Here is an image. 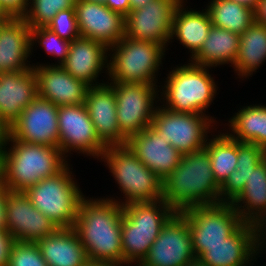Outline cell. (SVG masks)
<instances>
[{"mask_svg":"<svg viewBox=\"0 0 266 266\" xmlns=\"http://www.w3.org/2000/svg\"><path fill=\"white\" fill-rule=\"evenodd\" d=\"M231 1H234V2H236L238 4L246 6V7L250 8V9H253V10L256 8V6H257V4L259 2V0H231Z\"/></svg>","mask_w":266,"mask_h":266,"instance_id":"obj_45","label":"cell"},{"mask_svg":"<svg viewBox=\"0 0 266 266\" xmlns=\"http://www.w3.org/2000/svg\"><path fill=\"white\" fill-rule=\"evenodd\" d=\"M178 65L167 74L164 86L159 89L161 106L177 113L209 115L206 109L215 100L219 88L209 67L191 62Z\"/></svg>","mask_w":266,"mask_h":266,"instance_id":"obj_5","label":"cell"},{"mask_svg":"<svg viewBox=\"0 0 266 266\" xmlns=\"http://www.w3.org/2000/svg\"><path fill=\"white\" fill-rule=\"evenodd\" d=\"M206 10L212 26L242 34L254 23V10L231 0H211Z\"/></svg>","mask_w":266,"mask_h":266,"instance_id":"obj_33","label":"cell"},{"mask_svg":"<svg viewBox=\"0 0 266 266\" xmlns=\"http://www.w3.org/2000/svg\"><path fill=\"white\" fill-rule=\"evenodd\" d=\"M195 259L187 219L181 212H176L139 266H187Z\"/></svg>","mask_w":266,"mask_h":266,"instance_id":"obj_13","label":"cell"},{"mask_svg":"<svg viewBox=\"0 0 266 266\" xmlns=\"http://www.w3.org/2000/svg\"><path fill=\"white\" fill-rule=\"evenodd\" d=\"M232 205L247 223L266 210V168L262 163L250 173L242 193Z\"/></svg>","mask_w":266,"mask_h":266,"instance_id":"obj_31","label":"cell"},{"mask_svg":"<svg viewBox=\"0 0 266 266\" xmlns=\"http://www.w3.org/2000/svg\"><path fill=\"white\" fill-rule=\"evenodd\" d=\"M9 135V126L0 118V155L4 152Z\"/></svg>","mask_w":266,"mask_h":266,"instance_id":"obj_44","label":"cell"},{"mask_svg":"<svg viewBox=\"0 0 266 266\" xmlns=\"http://www.w3.org/2000/svg\"><path fill=\"white\" fill-rule=\"evenodd\" d=\"M181 213L186 217L196 259L209 246H217L243 223L232 204L193 206Z\"/></svg>","mask_w":266,"mask_h":266,"instance_id":"obj_10","label":"cell"},{"mask_svg":"<svg viewBox=\"0 0 266 266\" xmlns=\"http://www.w3.org/2000/svg\"><path fill=\"white\" fill-rule=\"evenodd\" d=\"M123 205L105 197H84L74 230L90 262L125 266L121 240Z\"/></svg>","mask_w":266,"mask_h":266,"instance_id":"obj_1","label":"cell"},{"mask_svg":"<svg viewBox=\"0 0 266 266\" xmlns=\"http://www.w3.org/2000/svg\"><path fill=\"white\" fill-rule=\"evenodd\" d=\"M101 160L107 163L105 166L123 193L122 199L113 196H107V199L120 205L163 199V180L156 172L148 169L127 144L107 146Z\"/></svg>","mask_w":266,"mask_h":266,"instance_id":"obj_6","label":"cell"},{"mask_svg":"<svg viewBox=\"0 0 266 266\" xmlns=\"http://www.w3.org/2000/svg\"><path fill=\"white\" fill-rule=\"evenodd\" d=\"M9 128L15 140L58 147V106L38 96Z\"/></svg>","mask_w":266,"mask_h":266,"instance_id":"obj_15","label":"cell"},{"mask_svg":"<svg viewBox=\"0 0 266 266\" xmlns=\"http://www.w3.org/2000/svg\"><path fill=\"white\" fill-rule=\"evenodd\" d=\"M109 48L95 40L80 36L70 44L66 60L60 65L71 76L91 86L107 82L98 79L102 71L109 73ZM104 69V70H103Z\"/></svg>","mask_w":266,"mask_h":266,"instance_id":"obj_18","label":"cell"},{"mask_svg":"<svg viewBox=\"0 0 266 266\" xmlns=\"http://www.w3.org/2000/svg\"><path fill=\"white\" fill-rule=\"evenodd\" d=\"M211 136L205 148L210 156L214 179L221 187L230 174L236 170L238 141L229 137L226 132L218 131L217 135L213 133Z\"/></svg>","mask_w":266,"mask_h":266,"instance_id":"obj_32","label":"cell"},{"mask_svg":"<svg viewBox=\"0 0 266 266\" xmlns=\"http://www.w3.org/2000/svg\"><path fill=\"white\" fill-rule=\"evenodd\" d=\"M68 164L61 172L29 187L25 193L33 206L58 228H73L85 197Z\"/></svg>","mask_w":266,"mask_h":266,"instance_id":"obj_8","label":"cell"},{"mask_svg":"<svg viewBox=\"0 0 266 266\" xmlns=\"http://www.w3.org/2000/svg\"><path fill=\"white\" fill-rule=\"evenodd\" d=\"M84 266H121L111 262H87Z\"/></svg>","mask_w":266,"mask_h":266,"instance_id":"obj_47","label":"cell"},{"mask_svg":"<svg viewBox=\"0 0 266 266\" xmlns=\"http://www.w3.org/2000/svg\"><path fill=\"white\" fill-rule=\"evenodd\" d=\"M37 97L33 67L27 71L0 73V118L7 126L10 127Z\"/></svg>","mask_w":266,"mask_h":266,"instance_id":"obj_22","label":"cell"},{"mask_svg":"<svg viewBox=\"0 0 266 266\" xmlns=\"http://www.w3.org/2000/svg\"><path fill=\"white\" fill-rule=\"evenodd\" d=\"M8 266H48V264L36 243L16 241L11 249Z\"/></svg>","mask_w":266,"mask_h":266,"instance_id":"obj_36","label":"cell"},{"mask_svg":"<svg viewBox=\"0 0 266 266\" xmlns=\"http://www.w3.org/2000/svg\"><path fill=\"white\" fill-rule=\"evenodd\" d=\"M46 27L60 38L70 42L81 36L74 7L58 12Z\"/></svg>","mask_w":266,"mask_h":266,"instance_id":"obj_37","label":"cell"},{"mask_svg":"<svg viewBox=\"0 0 266 266\" xmlns=\"http://www.w3.org/2000/svg\"><path fill=\"white\" fill-rule=\"evenodd\" d=\"M85 106L96 134L106 145H125L127 139L120 133L114 88L107 83L89 87Z\"/></svg>","mask_w":266,"mask_h":266,"instance_id":"obj_20","label":"cell"},{"mask_svg":"<svg viewBox=\"0 0 266 266\" xmlns=\"http://www.w3.org/2000/svg\"><path fill=\"white\" fill-rule=\"evenodd\" d=\"M109 84L114 88L116 96L120 133L128 140L151 126L157 103H160L158 85L121 82Z\"/></svg>","mask_w":266,"mask_h":266,"instance_id":"obj_11","label":"cell"},{"mask_svg":"<svg viewBox=\"0 0 266 266\" xmlns=\"http://www.w3.org/2000/svg\"><path fill=\"white\" fill-rule=\"evenodd\" d=\"M74 8L82 37L110 48L125 36V17L105 4L75 0Z\"/></svg>","mask_w":266,"mask_h":266,"instance_id":"obj_17","label":"cell"},{"mask_svg":"<svg viewBox=\"0 0 266 266\" xmlns=\"http://www.w3.org/2000/svg\"><path fill=\"white\" fill-rule=\"evenodd\" d=\"M127 145L138 159L164 181L179 165L182 154L152 127L131 136Z\"/></svg>","mask_w":266,"mask_h":266,"instance_id":"obj_21","label":"cell"},{"mask_svg":"<svg viewBox=\"0 0 266 266\" xmlns=\"http://www.w3.org/2000/svg\"><path fill=\"white\" fill-rule=\"evenodd\" d=\"M240 35L212 26L200 50L188 62L196 65L220 67L234 65L239 51Z\"/></svg>","mask_w":266,"mask_h":266,"instance_id":"obj_27","label":"cell"},{"mask_svg":"<svg viewBox=\"0 0 266 266\" xmlns=\"http://www.w3.org/2000/svg\"><path fill=\"white\" fill-rule=\"evenodd\" d=\"M166 49L149 41L123 37L109 48L108 81L136 84H159ZM157 78V79H156ZM157 83V84H156Z\"/></svg>","mask_w":266,"mask_h":266,"instance_id":"obj_7","label":"cell"},{"mask_svg":"<svg viewBox=\"0 0 266 266\" xmlns=\"http://www.w3.org/2000/svg\"><path fill=\"white\" fill-rule=\"evenodd\" d=\"M182 0H151L125 17V37L154 42L166 50L171 36L173 14Z\"/></svg>","mask_w":266,"mask_h":266,"instance_id":"obj_14","label":"cell"},{"mask_svg":"<svg viewBox=\"0 0 266 266\" xmlns=\"http://www.w3.org/2000/svg\"><path fill=\"white\" fill-rule=\"evenodd\" d=\"M30 43L31 54L37 45H41L39 47H42L46 54L58 59L57 64L55 61V64L47 62L45 65H61L66 60L71 44L70 41L60 38L47 27H31Z\"/></svg>","mask_w":266,"mask_h":266,"instance_id":"obj_34","label":"cell"},{"mask_svg":"<svg viewBox=\"0 0 266 266\" xmlns=\"http://www.w3.org/2000/svg\"><path fill=\"white\" fill-rule=\"evenodd\" d=\"M237 111L228 120L229 132L225 130L226 134L239 142L266 147V105H246Z\"/></svg>","mask_w":266,"mask_h":266,"instance_id":"obj_29","label":"cell"},{"mask_svg":"<svg viewBox=\"0 0 266 266\" xmlns=\"http://www.w3.org/2000/svg\"><path fill=\"white\" fill-rule=\"evenodd\" d=\"M30 29L24 18L0 19V73L32 68Z\"/></svg>","mask_w":266,"mask_h":266,"instance_id":"obj_23","label":"cell"},{"mask_svg":"<svg viewBox=\"0 0 266 266\" xmlns=\"http://www.w3.org/2000/svg\"><path fill=\"white\" fill-rule=\"evenodd\" d=\"M16 240L8 230L0 231V266H8L11 249Z\"/></svg>","mask_w":266,"mask_h":266,"instance_id":"obj_40","label":"cell"},{"mask_svg":"<svg viewBox=\"0 0 266 266\" xmlns=\"http://www.w3.org/2000/svg\"><path fill=\"white\" fill-rule=\"evenodd\" d=\"M254 22L266 26V0H259L254 9Z\"/></svg>","mask_w":266,"mask_h":266,"instance_id":"obj_43","label":"cell"},{"mask_svg":"<svg viewBox=\"0 0 266 266\" xmlns=\"http://www.w3.org/2000/svg\"><path fill=\"white\" fill-rule=\"evenodd\" d=\"M262 148L253 143L238 141L236 170L220 187V203L232 204L242 193L250 173L261 163Z\"/></svg>","mask_w":266,"mask_h":266,"instance_id":"obj_30","label":"cell"},{"mask_svg":"<svg viewBox=\"0 0 266 266\" xmlns=\"http://www.w3.org/2000/svg\"><path fill=\"white\" fill-rule=\"evenodd\" d=\"M151 0H130V7L131 10H135L137 8H141Z\"/></svg>","mask_w":266,"mask_h":266,"instance_id":"obj_46","label":"cell"},{"mask_svg":"<svg viewBox=\"0 0 266 266\" xmlns=\"http://www.w3.org/2000/svg\"><path fill=\"white\" fill-rule=\"evenodd\" d=\"M105 5L117 13L122 14L126 17L130 11V0H106Z\"/></svg>","mask_w":266,"mask_h":266,"instance_id":"obj_42","label":"cell"},{"mask_svg":"<svg viewBox=\"0 0 266 266\" xmlns=\"http://www.w3.org/2000/svg\"><path fill=\"white\" fill-rule=\"evenodd\" d=\"M38 96L56 106L85 104L89 85L74 78L60 65L32 64Z\"/></svg>","mask_w":266,"mask_h":266,"instance_id":"obj_19","label":"cell"},{"mask_svg":"<svg viewBox=\"0 0 266 266\" xmlns=\"http://www.w3.org/2000/svg\"><path fill=\"white\" fill-rule=\"evenodd\" d=\"M251 225L253 229L256 255H259L263 253V250L266 252V210L255 218L251 222Z\"/></svg>","mask_w":266,"mask_h":266,"instance_id":"obj_39","label":"cell"},{"mask_svg":"<svg viewBox=\"0 0 266 266\" xmlns=\"http://www.w3.org/2000/svg\"><path fill=\"white\" fill-rule=\"evenodd\" d=\"M258 257L252 225L244 222L223 243L207 247L197 259L208 266H253Z\"/></svg>","mask_w":266,"mask_h":266,"instance_id":"obj_24","label":"cell"},{"mask_svg":"<svg viewBox=\"0 0 266 266\" xmlns=\"http://www.w3.org/2000/svg\"><path fill=\"white\" fill-rule=\"evenodd\" d=\"M28 7L29 0H0V19L23 18Z\"/></svg>","mask_w":266,"mask_h":266,"instance_id":"obj_38","label":"cell"},{"mask_svg":"<svg viewBox=\"0 0 266 266\" xmlns=\"http://www.w3.org/2000/svg\"><path fill=\"white\" fill-rule=\"evenodd\" d=\"M187 266H208L206 264H203L200 260L195 259L193 260L190 264H188Z\"/></svg>","mask_w":266,"mask_h":266,"instance_id":"obj_49","label":"cell"},{"mask_svg":"<svg viewBox=\"0 0 266 266\" xmlns=\"http://www.w3.org/2000/svg\"><path fill=\"white\" fill-rule=\"evenodd\" d=\"M266 60V26L254 22L240 34L239 51L233 65L241 80L249 79Z\"/></svg>","mask_w":266,"mask_h":266,"instance_id":"obj_28","label":"cell"},{"mask_svg":"<svg viewBox=\"0 0 266 266\" xmlns=\"http://www.w3.org/2000/svg\"><path fill=\"white\" fill-rule=\"evenodd\" d=\"M88 2H93V3H101V4H105L106 0H85Z\"/></svg>","mask_w":266,"mask_h":266,"instance_id":"obj_50","label":"cell"},{"mask_svg":"<svg viewBox=\"0 0 266 266\" xmlns=\"http://www.w3.org/2000/svg\"><path fill=\"white\" fill-rule=\"evenodd\" d=\"M176 211L164 200L123 205L121 242L125 266H139Z\"/></svg>","mask_w":266,"mask_h":266,"instance_id":"obj_4","label":"cell"},{"mask_svg":"<svg viewBox=\"0 0 266 266\" xmlns=\"http://www.w3.org/2000/svg\"><path fill=\"white\" fill-rule=\"evenodd\" d=\"M9 189L0 180V231L7 230L6 198Z\"/></svg>","mask_w":266,"mask_h":266,"instance_id":"obj_41","label":"cell"},{"mask_svg":"<svg viewBox=\"0 0 266 266\" xmlns=\"http://www.w3.org/2000/svg\"><path fill=\"white\" fill-rule=\"evenodd\" d=\"M163 199L176 212L220 203V186L205 147L181 156L179 165L163 181Z\"/></svg>","mask_w":266,"mask_h":266,"instance_id":"obj_3","label":"cell"},{"mask_svg":"<svg viewBox=\"0 0 266 266\" xmlns=\"http://www.w3.org/2000/svg\"><path fill=\"white\" fill-rule=\"evenodd\" d=\"M75 0H29L23 17L30 27H46L60 11L74 7Z\"/></svg>","mask_w":266,"mask_h":266,"instance_id":"obj_35","label":"cell"},{"mask_svg":"<svg viewBox=\"0 0 266 266\" xmlns=\"http://www.w3.org/2000/svg\"><path fill=\"white\" fill-rule=\"evenodd\" d=\"M6 146L0 155V180L11 191L25 192L69 164L59 147L25 143L10 135Z\"/></svg>","mask_w":266,"mask_h":266,"instance_id":"obj_2","label":"cell"},{"mask_svg":"<svg viewBox=\"0 0 266 266\" xmlns=\"http://www.w3.org/2000/svg\"><path fill=\"white\" fill-rule=\"evenodd\" d=\"M6 210L7 230L16 241L36 243L58 229L48 217L33 206L25 192L9 190Z\"/></svg>","mask_w":266,"mask_h":266,"instance_id":"obj_16","label":"cell"},{"mask_svg":"<svg viewBox=\"0 0 266 266\" xmlns=\"http://www.w3.org/2000/svg\"><path fill=\"white\" fill-rule=\"evenodd\" d=\"M58 128V147L66 158L76 152L99 160L107 148L96 134L85 104L58 106Z\"/></svg>","mask_w":266,"mask_h":266,"instance_id":"obj_12","label":"cell"},{"mask_svg":"<svg viewBox=\"0 0 266 266\" xmlns=\"http://www.w3.org/2000/svg\"><path fill=\"white\" fill-rule=\"evenodd\" d=\"M185 3H188L187 0H182L174 11L169 43L174 39L179 41V44L189 50L191 59L203 46L212 21L206 9H188Z\"/></svg>","mask_w":266,"mask_h":266,"instance_id":"obj_25","label":"cell"},{"mask_svg":"<svg viewBox=\"0 0 266 266\" xmlns=\"http://www.w3.org/2000/svg\"><path fill=\"white\" fill-rule=\"evenodd\" d=\"M215 117L197 113H177L158 104L151 126L182 155L206 146L208 133L218 123ZM213 129V130H212Z\"/></svg>","mask_w":266,"mask_h":266,"instance_id":"obj_9","label":"cell"},{"mask_svg":"<svg viewBox=\"0 0 266 266\" xmlns=\"http://www.w3.org/2000/svg\"><path fill=\"white\" fill-rule=\"evenodd\" d=\"M261 163L264 165L266 168V147L262 148V153H261Z\"/></svg>","mask_w":266,"mask_h":266,"instance_id":"obj_48","label":"cell"},{"mask_svg":"<svg viewBox=\"0 0 266 266\" xmlns=\"http://www.w3.org/2000/svg\"><path fill=\"white\" fill-rule=\"evenodd\" d=\"M36 244L48 266H84L89 262L74 228H58Z\"/></svg>","mask_w":266,"mask_h":266,"instance_id":"obj_26","label":"cell"}]
</instances>
